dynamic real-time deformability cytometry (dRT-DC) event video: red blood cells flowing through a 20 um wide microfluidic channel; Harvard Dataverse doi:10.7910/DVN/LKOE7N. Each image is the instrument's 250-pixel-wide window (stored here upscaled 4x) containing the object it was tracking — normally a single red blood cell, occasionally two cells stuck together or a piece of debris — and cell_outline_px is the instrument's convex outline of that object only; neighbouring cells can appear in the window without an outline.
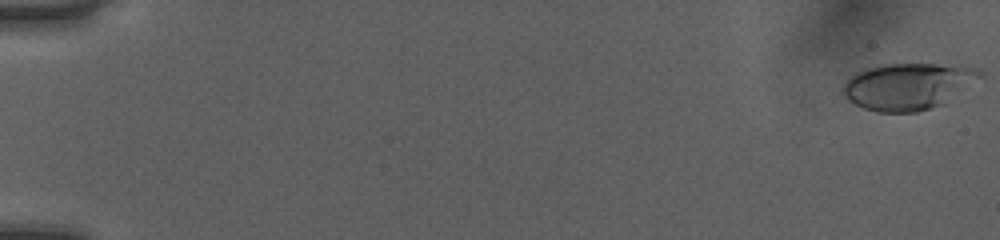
{"species": "human", "species_latin": "Homo sapiens", "temperature_condition": "room temperature", "stored_images_in_passage": 52, "camera_frame_rate_fps": 3000, "um_per_image_px": 0.085, "donor": {"sex": "female"}, "frame": {"image": 1, "passage_image": 1, "time_ms": 0.0, "image_size_px": [1000, 240], "cell_outline_px": [[984, 76], [944, 104], [932, 108], [916, 112], [876, 112], [864, 108], [848, 100], [840, 92], [840, 88], [848, 76], [864, 68], [884, 64], [960, 64], [980, 68]], "centroid_in_image_um": [77.19, 7.31], "position_along_channel_um": 7.8, "area_um2": 38.03}}
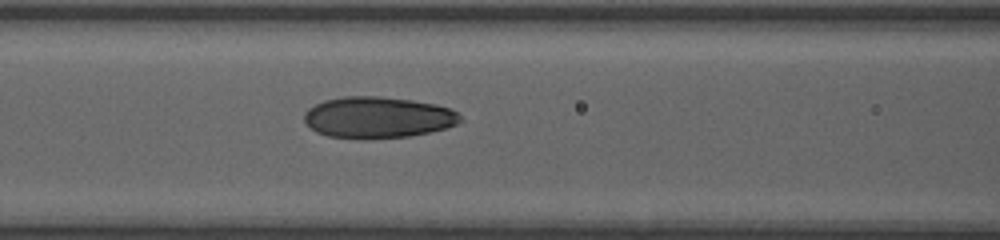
{"frame": {"image": 2, "passage_image": 24, "time_ms": 7.667, "image_size_px": [1000, 240], "cell_outline_px": [[464, 120], [456, 124], [444, 128], [428, 132], [408, 136], [368, 140], [360, 140], [328, 136], [316, 132], [304, 120], [304, 112], [308, 108], [324, 100], [344, 96], [380, 96], [412, 100], [436, 104], [448, 108], [456, 112]], "centroid_in_image_um": [32.09, 9.99], "position_along_channel_um": 134.5, "area_um2": 37.86}}
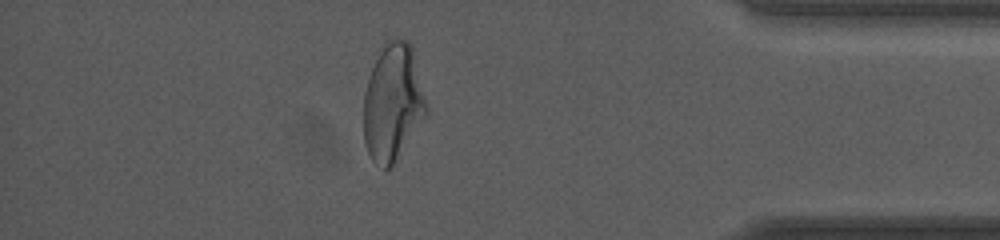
{"frame": {"image": 3, "passage_image": 46, "time_ms": 15.0, "image_size_px": [1000, 240], "cell_outline_px": [[428, 112], [392, 164], [388, 168], [384, 168], [372, 160], [364, 144], [364, 92], [372, 68], [380, 52], [388, 40], [392, 36], [408, 40], [412, 48], [428, 104]], "centroid_in_image_um": [33.39, 8.68], "position_along_channel_um": 401.8, "area_um2": 42.25}, "authors_computed_cell_mechanics": {"area_um2": 37.3388, "velocity_mm_per_s": 4.0676, "shape_relaxation_time_tau1_ms": 4.2785, "shape_relaxation_time_tau2_ms": 1.3057, "deformation_change_tau1": 0.1608, "deformation_change_tau2": 0.0716}}